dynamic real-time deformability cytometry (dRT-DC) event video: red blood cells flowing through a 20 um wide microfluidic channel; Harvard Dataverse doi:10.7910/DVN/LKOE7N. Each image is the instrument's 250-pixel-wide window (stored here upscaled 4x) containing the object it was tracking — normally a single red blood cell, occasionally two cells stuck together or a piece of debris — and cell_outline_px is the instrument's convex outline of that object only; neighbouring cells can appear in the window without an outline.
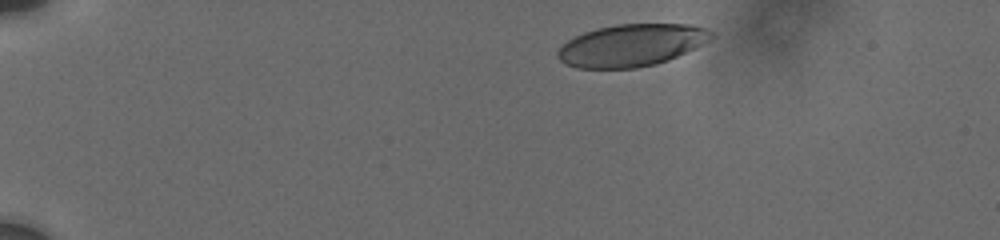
{"species": "human", "species_latin": "Homo sapiens", "temperature_condition": "cold", "stored_images_in_passage": 6, "camera_frame_rate_fps": 3000, "um_per_image_px": 0.085, "donor": {"sex": "male"}, "frame": {"image": 1, "passage_image": 1, "time_ms": 0.0, "image_size_px": [1000, 240], "cell_outline_px": [[716, 36], [668, 60], [656, 64], [636, 68], [576, 68], [564, 64], [556, 56], [556, 52], [568, 40], [584, 32], [596, 28], [616, 24], [688, 24], [704, 28], [712, 32]], "centroid_in_image_um": [53.62, 3.85], "position_along_channel_um": 31.4, "area_um2": 37.51}}
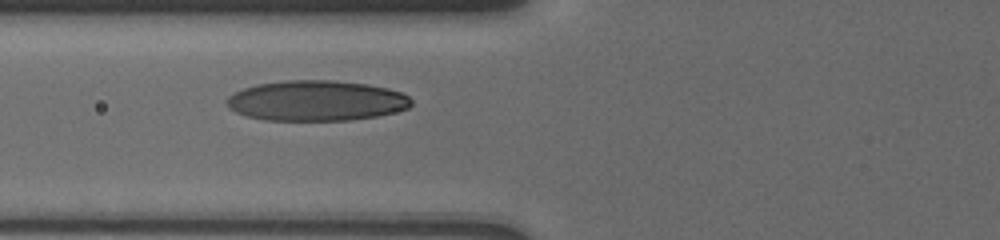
{"frame": {"image": 2, "passage_image": 5, "time_ms": 4.333, "image_size_px": [1000, 240], "cell_outline_px": [[412, 104], [408, 108], [376, 116], [348, 120], [264, 120], [248, 116], [236, 112], [228, 108], [224, 100], [232, 92], [256, 84], [284, 80], [332, 80], [368, 84], [388, 88], [400, 92], [408, 96], [412, 100]], "centroid_in_image_um": [26.84, 8.55], "position_along_channel_um": 99.0, "area_um2": 43.58}}
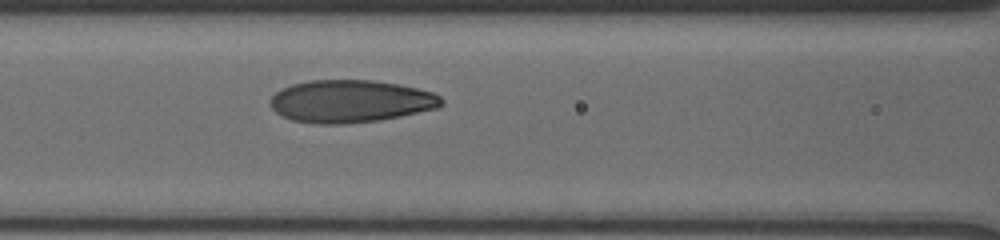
{"frame": {"image": 3, "passage_image": 6, "time_ms": 5.333, "image_size_px": [1000, 240], "cell_outline_px": [[444, 104], [436, 108], [400, 116], [380, 120], [344, 124], [312, 124], [292, 120], [280, 116], [268, 104], [268, 100], [280, 88], [292, 84], [308, 80], [372, 80], [396, 84], [416, 88], [432, 92], [440, 96], [444, 100]], "centroid_in_image_um": [29.74, 8.61], "position_along_channel_um": 136.9, "area_um2": 42.71}}